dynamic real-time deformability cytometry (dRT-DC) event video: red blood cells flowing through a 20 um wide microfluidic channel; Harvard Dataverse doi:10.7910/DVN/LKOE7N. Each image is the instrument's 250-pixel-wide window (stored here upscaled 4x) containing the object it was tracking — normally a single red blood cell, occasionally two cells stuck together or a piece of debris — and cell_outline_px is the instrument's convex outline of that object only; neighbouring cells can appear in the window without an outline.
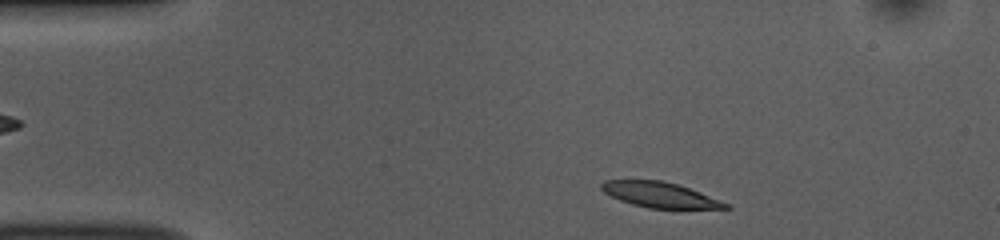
{"species": "common noctule bat (a hibernating species)", "species_latin": "Nyctalus noctula", "temperature_condition": "room temperature", "stored_images_in_passage": 45, "camera_frame_rate_fps": 3000, "um_per_image_px": 0.085, "animal": {"sex": "female", "body_mass_g": 10.0, "forearm_length_mm": 53.1}, "frame": {"image": 1, "passage_image": 2, "time_ms": 0.333, "image_size_px": [1000, 240], "cell_outline_px": [[732, 208], [648, 208], [632, 204], [620, 200], [604, 192], [600, 188], [600, 184], [604, 180], [664, 180], [700, 192], [732, 204]], "centroid_in_image_um": [56.1, 16.55], "position_along_channel_um": 28.9, "area_um2": 18.26}}
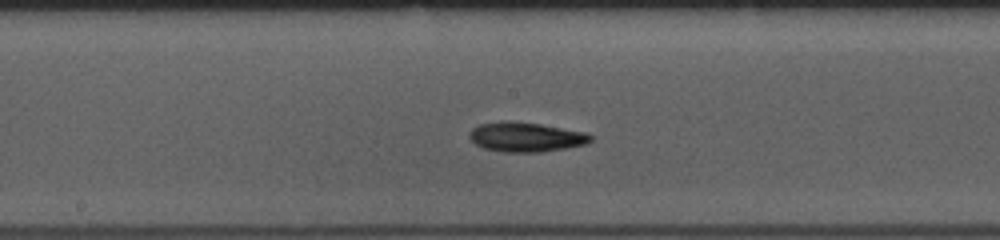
{"frame": {"image": 2, "passage_image": 20, "time_ms": 6.333, "image_size_px": [1000, 240], "cell_outline_px": [[592, 140], [584, 144], [564, 148], [540, 152], [504, 152], [484, 148], [476, 144], [468, 136], [472, 128], [480, 124], [540, 124], [584, 132], [592, 136]], "centroid_in_image_um": [44.72, 11.69], "position_along_channel_um": 203.5, "area_um2": 19.77}}
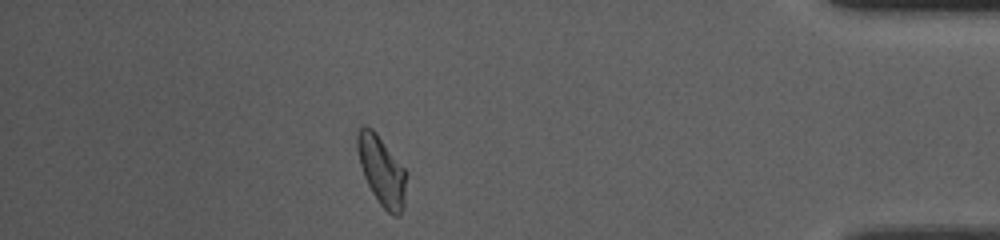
{"frame": {"image": 3, "passage_image": 39, "time_ms": 12.667, "image_size_px": [1000, 240], "cell_outline_px": [[408, 172], [404, 204], [400, 212], [396, 216], [392, 216], [380, 204], [372, 192], [364, 176], [360, 164], [356, 148], [356, 132], [364, 124], [372, 128], [376, 132]], "centroid_in_image_um": [32.44, 14.47], "position_along_channel_um": 402.8, "area_um2": 20.0}, "authors_computed_cell_mechanics": {"area_um2": 19.652, "velocity_mm_per_s": 3.8258, "shape_relaxation_time_tau1_ms": 6.4899, "shape_relaxation_time_tau2_ms": null, "deformation_change_tau1": 0.1841, "deformation_change_tau2": null}}